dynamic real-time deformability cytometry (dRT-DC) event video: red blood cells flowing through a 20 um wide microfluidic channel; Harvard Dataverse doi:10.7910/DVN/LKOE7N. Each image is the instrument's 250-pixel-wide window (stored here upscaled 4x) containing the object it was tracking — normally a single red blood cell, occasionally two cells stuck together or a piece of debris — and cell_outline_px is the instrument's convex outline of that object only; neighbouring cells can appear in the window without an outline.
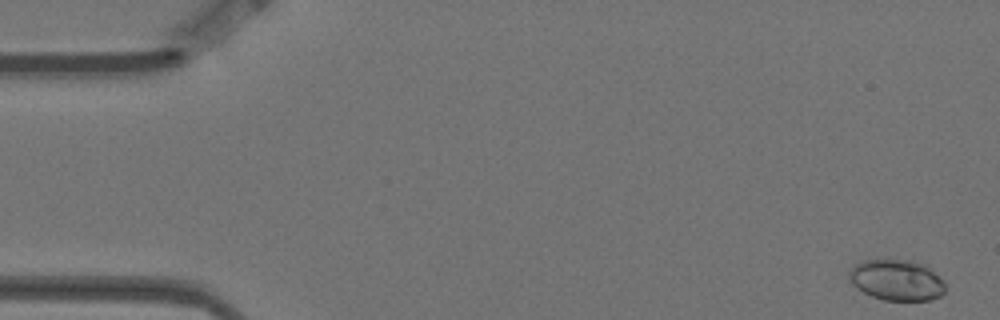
{"species": "Egyptian fruit bat (a non-hibernating species)", "species_latin": "Rousettus aegyptiacus", "temperature_condition": "warm", "stored_images_in_passage": 5, "camera_frame_rate_fps": 3000, "um_per_image_px": 0.085, "animal": {"sex": "female"}, "frame": {"image": 1, "passage_image": 1, "time_ms": 0.0, "image_size_px": [1000, 320], "cell_outline_px": [[944, 292], [940, 296], [932, 300], [884, 300], [872, 296], [864, 292], [852, 284], [848, 276], [848, 272], [856, 264], [864, 260], [900, 260], [924, 264], [932, 268], [944, 280]], "centroid_in_image_um": [76.24, 23.81], "position_along_channel_um": 8.8, "area_um2": 22.83}}